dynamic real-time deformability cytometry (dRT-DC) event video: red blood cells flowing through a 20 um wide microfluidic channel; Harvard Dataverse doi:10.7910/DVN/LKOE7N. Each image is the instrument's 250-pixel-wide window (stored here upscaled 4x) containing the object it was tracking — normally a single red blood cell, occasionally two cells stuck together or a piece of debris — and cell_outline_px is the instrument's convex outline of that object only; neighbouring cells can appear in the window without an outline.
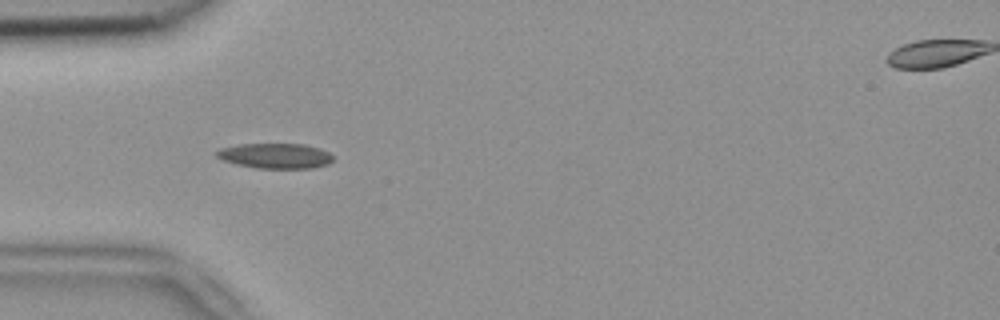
{"species": "common noctule bat (a hibernating species)", "species_latin": "Nyctalus noctula", "temperature_condition": "room temperature", "stored_images_in_passage": 41, "camera_frame_rate_fps": 3000, "um_per_image_px": 0.085, "animal": {"sex": "female", "body_mass_g": 18.4}, "frame": {"image": 1, "passage_image": 4, "time_ms": 1.0, "image_size_px": [1000, 320], "cell_outline_px": [[332, 160], [328, 164], [312, 168], [256, 168], [236, 164], [224, 160], [216, 156], [216, 152], [220, 148], [240, 144], [304, 144], [320, 148], [328, 152], [332, 156]], "centroid_in_image_um": [23.4, 13.24], "position_along_channel_um": 61.6, "area_um2": 16.99}}
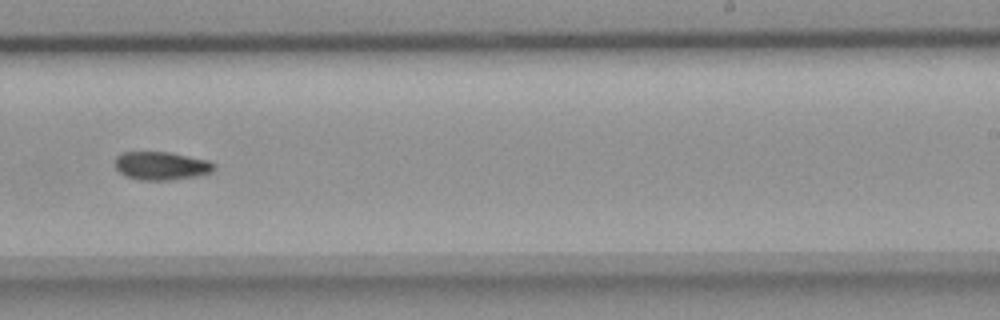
{"frame": {"image": 2, "passage_image": 21, "time_ms": 6.667, "image_size_px": [1000, 320], "cell_outline_px": [[216, 168], [212, 172], [196, 176], [168, 180], [140, 180], [124, 176], [116, 168], [116, 156], [124, 152], [168, 152], [208, 160], [216, 164]], "centroid_in_image_um": [13.73, 14.09], "position_along_channel_um": 275.3, "area_um2": 16.3}}
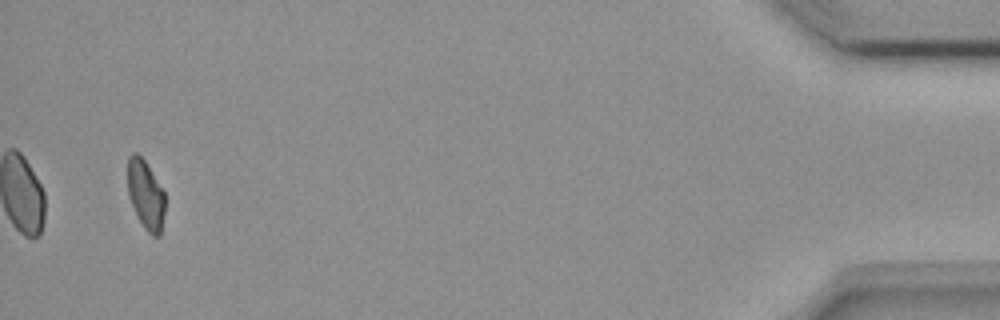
{"frame": {"image": 3, "passage_image": 39, "time_ms": 12.667, "image_size_px": [1000, 320], "cell_outline_px": [[164, 212], [160, 236], [152, 236], [144, 228], [128, 196], [128, 156], [132, 152], [136, 152], [144, 160], [164, 192]], "centroid_in_image_um": [12.37, 16.55], "position_along_channel_um": 422.8, "area_um2": 14.74}}